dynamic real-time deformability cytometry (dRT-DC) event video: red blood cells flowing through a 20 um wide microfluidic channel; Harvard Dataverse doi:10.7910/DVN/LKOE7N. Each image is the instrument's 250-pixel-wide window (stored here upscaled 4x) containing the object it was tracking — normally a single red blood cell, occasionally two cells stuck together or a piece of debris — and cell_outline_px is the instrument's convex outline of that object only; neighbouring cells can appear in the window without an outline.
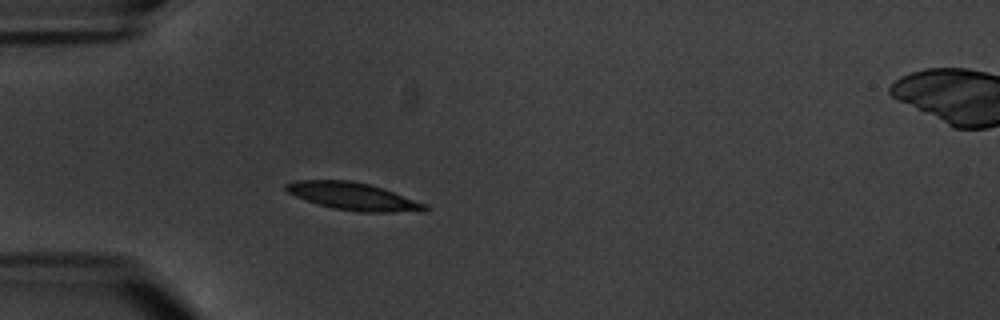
{"species": "common noctule bat (a hibernating species)", "species_latin": "Nyctalus noctula", "temperature_condition": "warm", "stored_images_in_passage": 1, "camera_frame_rate_fps": 3000, "um_per_image_px": 0.085, "animal": {"sex": "male", "body_mass_g": 20.1, "forearm_length_mm": 53.5}, "frame": {"image": 1, "passage_image": 1, "time_ms": 0.0, "image_size_px": [1000, 320], "cell_outline_px": [[428, 208], [424, 212], [360, 212], [332, 208], [296, 196], [288, 192], [284, 188], [284, 184], [296, 180], [348, 180], [368, 184], [384, 188], [424, 204]], "centroid_in_image_um": [30.02, 16.69], "position_along_channel_um": 55.0, "area_um2": 22.02}}